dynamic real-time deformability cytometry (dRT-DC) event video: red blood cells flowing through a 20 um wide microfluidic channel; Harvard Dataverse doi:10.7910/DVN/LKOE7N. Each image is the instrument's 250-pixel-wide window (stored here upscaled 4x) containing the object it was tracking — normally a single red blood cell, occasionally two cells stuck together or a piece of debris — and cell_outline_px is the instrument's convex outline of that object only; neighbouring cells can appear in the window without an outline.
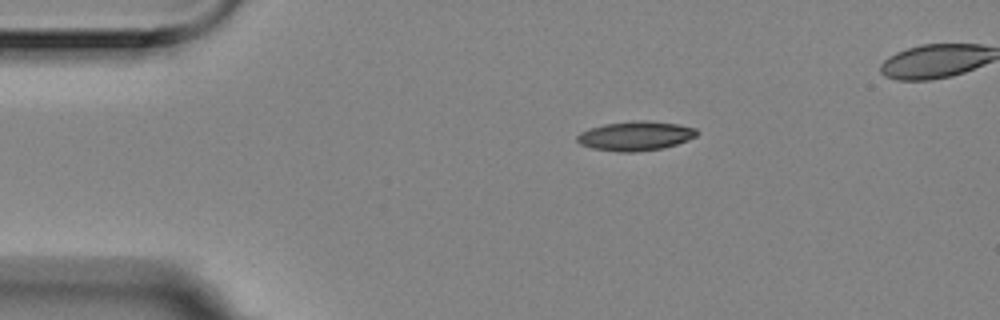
{"species": "Egyptian fruit bat (a non-hibernating species)", "species_latin": "Rousettus aegyptiacus", "temperature_condition": "room temperature", "stored_images_in_passage": 4, "camera_frame_rate_fps": 3000, "um_per_image_px": 0.085, "animal": {"sex": "female"}, "frame": {"image": 1, "passage_image": 1, "time_ms": 0.0, "image_size_px": [1000, 320], "cell_outline_px": [[700, 132], [696, 136], [688, 140], [676, 144], [660, 148], [636, 152], [620, 152], [592, 148], [580, 144], [576, 140], [576, 136], [580, 132], [604, 124], [636, 120], [644, 120], [680, 124], [696, 128]], "centroid_in_image_um": [54.04, 11.54], "position_along_channel_um": 31.0, "area_um2": 20.46}}